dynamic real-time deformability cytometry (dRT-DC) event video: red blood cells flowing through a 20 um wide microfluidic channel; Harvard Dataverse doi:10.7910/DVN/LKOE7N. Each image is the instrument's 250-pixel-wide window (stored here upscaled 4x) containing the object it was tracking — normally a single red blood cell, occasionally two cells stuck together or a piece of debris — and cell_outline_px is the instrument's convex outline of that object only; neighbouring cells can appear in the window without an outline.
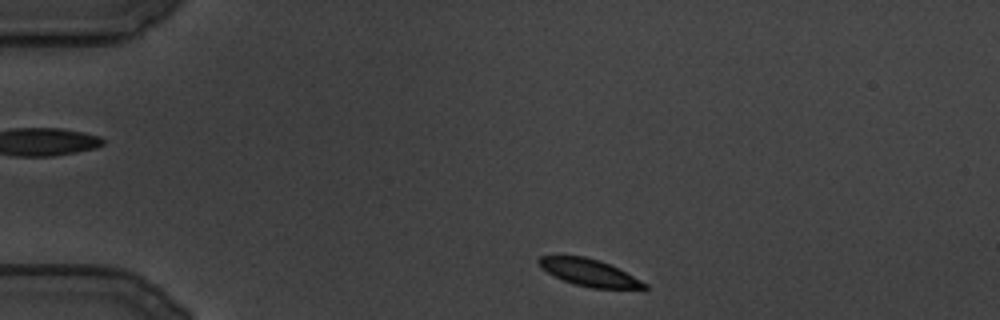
{"species": "common noctule bat (a hibernating species)", "species_latin": "Nyctalus noctula", "temperature_condition": "cold", "stored_images_in_passage": 101, "camera_frame_rate_fps": 3000, "um_per_image_px": 0.085, "animal": {"sex": "male", "body_mass_g": 19.5, "forearm_length_mm": 54.6}, "frame": {"image": 1, "passage_image": 4, "time_ms": 1.0, "image_size_px": [1000, 320], "cell_outline_px": [[648, 288], [592, 288], [572, 284], [540, 268], [536, 260], [540, 256], [584, 256], [600, 260], [648, 284]], "centroid_in_image_um": [50.02, 23.16], "position_along_channel_um": 35.0, "area_um2": 16.3}}
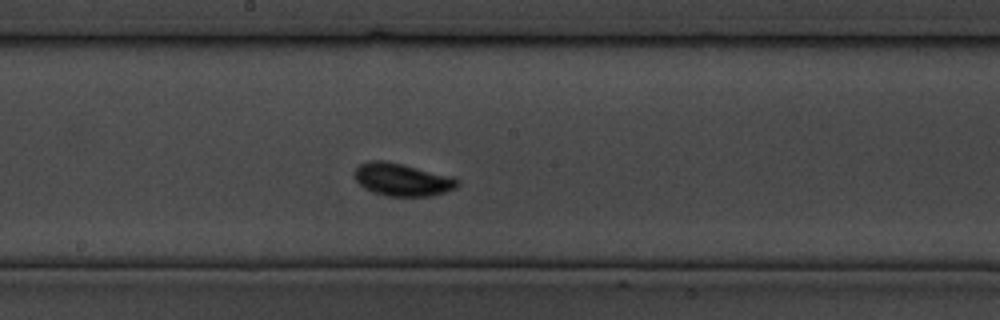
{"frame": {"image": 2, "passage_image": 46, "time_ms": 15.0, "image_size_px": [1000, 320], "cell_outline_px": [[460, 184], [456, 188], [444, 192], [428, 196], [388, 196], [372, 192], [364, 188], [356, 180], [356, 168], [360, 164], [368, 160], [384, 160], [452, 176], [460, 180]], "centroid_in_image_um": [34.2, 15.27], "position_along_channel_um": 214.0, "area_um2": 19.48}}
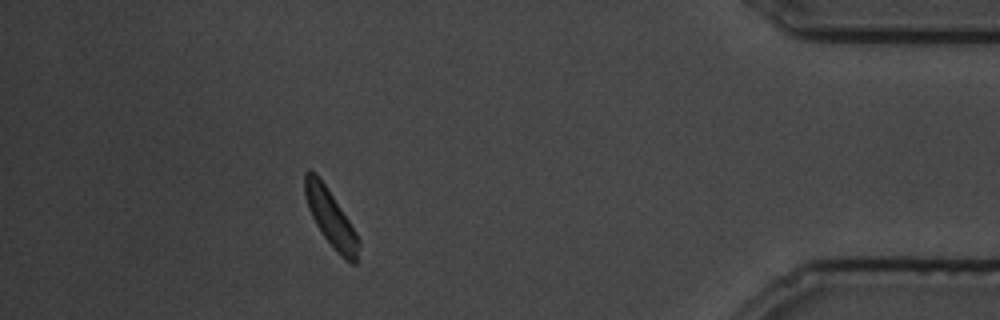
{"frame": {"image": 3, "passage_image": 89, "time_ms": 29.333, "image_size_px": [1000, 320], "cell_outline_px": [[360, 244], [356, 264], [352, 264], [344, 260], [336, 252], [324, 236], [316, 224], [308, 208], [304, 196], [304, 172], [308, 168], [316, 172], [356, 232], [360, 240]], "centroid_in_image_um": [28.1, 18.54], "position_along_channel_um": 407.1, "area_um2": 17.74}}